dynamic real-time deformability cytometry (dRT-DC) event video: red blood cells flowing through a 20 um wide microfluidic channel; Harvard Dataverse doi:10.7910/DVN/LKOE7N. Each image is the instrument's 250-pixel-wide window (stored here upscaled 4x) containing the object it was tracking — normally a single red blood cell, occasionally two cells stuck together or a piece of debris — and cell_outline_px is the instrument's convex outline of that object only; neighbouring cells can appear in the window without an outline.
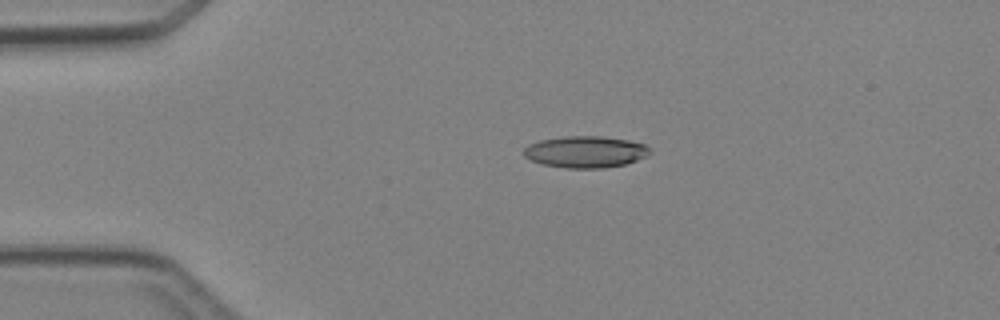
{"species": "Egyptian fruit bat (a non-hibernating species)", "species_latin": "Rousettus aegyptiacus", "temperature_condition": "cold", "stored_images_in_passage": 3, "camera_frame_rate_fps": 3000, "um_per_image_px": 0.085, "animal": {"sex": "female"}, "frame": {"image": 1, "passage_image": 2, "time_ms": 1.0, "image_size_px": [1000, 320], "cell_outline_px": [[652, 152], [636, 160], [624, 164], [604, 168], [568, 168], [540, 164], [524, 156], [524, 148], [528, 144], [540, 140], [564, 136], [604, 136], [628, 140], [644, 144]], "centroid_in_image_um": [49.73, 12.9], "position_along_channel_um": 35.3, "area_um2": 23.18}}